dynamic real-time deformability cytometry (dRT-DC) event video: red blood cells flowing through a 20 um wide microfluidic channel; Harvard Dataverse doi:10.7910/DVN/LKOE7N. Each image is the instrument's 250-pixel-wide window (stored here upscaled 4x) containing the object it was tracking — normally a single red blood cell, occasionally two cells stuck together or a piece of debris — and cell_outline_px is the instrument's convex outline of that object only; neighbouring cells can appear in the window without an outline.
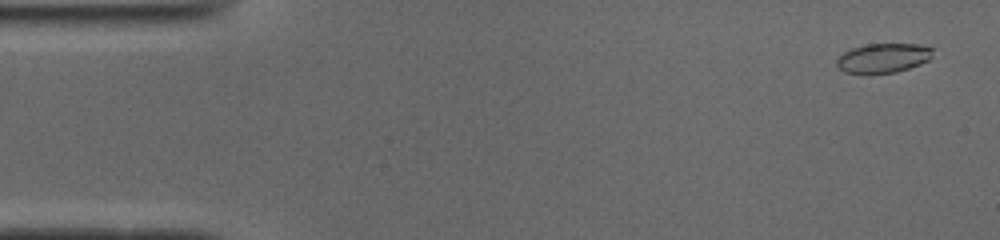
{"species": "common noctule bat (a hibernating species)", "species_latin": "Nyctalus noctula", "temperature_condition": "cold", "stored_images_in_passage": 52, "camera_frame_rate_fps": 3000, "um_per_image_px": 0.085, "animal": {"sex": "male", "body_mass_g": 19.0, "forearm_length_mm": 50.8}, "frame": {"image": 1, "passage_image": 3, "time_ms": 0.667, "image_size_px": [1000, 240], "cell_outline_px": [[932, 56], [928, 60], [920, 64], [896, 72], [844, 72], [836, 64], [836, 60], [844, 52], [852, 48], [864, 44], [920, 44], [932, 48]], "centroid_in_image_um": [75.09, 4.9], "position_along_channel_um": 9.9, "area_um2": 16.13}}
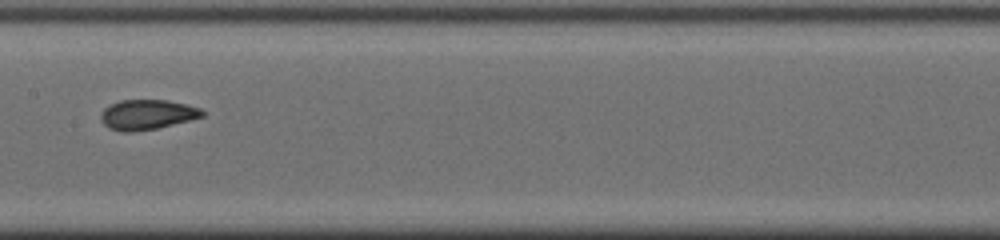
{"frame": {"image": 2, "passage_image": 26, "time_ms": 8.333, "image_size_px": [1000, 240], "cell_outline_px": [[204, 116], [156, 128], [132, 132], [120, 132], [108, 128], [100, 120], [100, 116], [104, 108], [120, 100], [168, 100], [200, 108], [204, 112]], "centroid_in_image_um": [12.46, 9.74], "position_along_channel_um": 194.9, "area_um2": 17.57}}
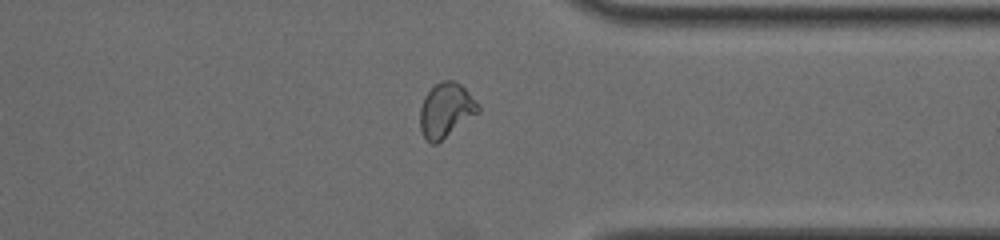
{"frame": {"image": 3, "passage_image": 40, "time_ms": 13.0, "image_size_px": [1000, 240], "cell_outline_px": [[480, 112], [436, 144], [432, 144], [424, 136], [420, 128], [420, 108], [424, 96], [440, 80], [456, 80], [480, 104]], "centroid_in_image_um": [37.92, 9.35], "position_along_channel_um": 373.5, "area_um2": 18.44}, "authors_computed_cell_mechanics": {"area_um2": 17.629, "velocity_mm_per_s": 3.9257, "shape_relaxation_time_tau1_ms": null, "shape_relaxation_time_tau2_ms": 1.0955, "deformation_change_tau1": null, "deformation_change_tau2": 0.0485}}